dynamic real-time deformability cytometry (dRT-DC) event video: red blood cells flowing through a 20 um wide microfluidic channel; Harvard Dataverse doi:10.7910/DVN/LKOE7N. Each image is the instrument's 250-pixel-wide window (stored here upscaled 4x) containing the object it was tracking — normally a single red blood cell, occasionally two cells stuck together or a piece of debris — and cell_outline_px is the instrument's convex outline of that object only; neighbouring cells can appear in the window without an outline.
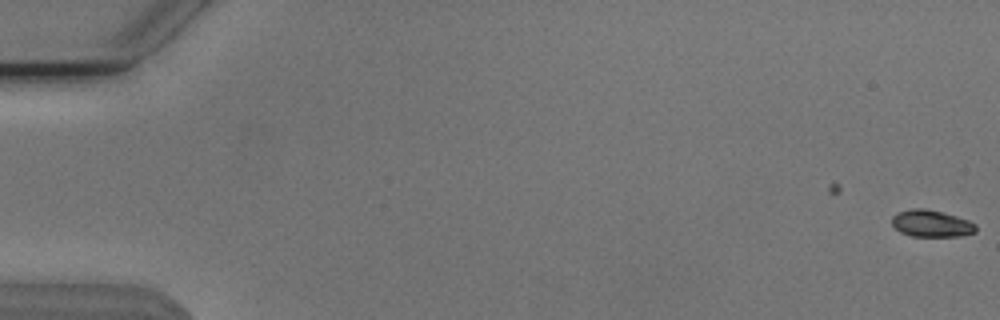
{"species": "Egyptian fruit bat (a non-hibernating species)", "species_latin": "Rousettus aegyptiacus", "temperature_condition": "cold", "stored_images_in_passage": 4, "camera_frame_rate_fps": 3000, "um_per_image_px": 0.085, "animal": {"sex": "male"}, "frame": {"image": 1, "passage_image": 4, "time_ms": 1.0, "image_size_px": [1000, 320], "cell_outline_px": [[976, 232], [960, 236], [912, 236], [900, 232], [892, 224], [892, 216], [896, 212], [912, 208], [924, 208], [956, 216], [968, 220], [976, 224]], "centroid_in_image_um": [79.15, 18.99], "position_along_channel_um": 5.8, "area_um2": 13.12}}